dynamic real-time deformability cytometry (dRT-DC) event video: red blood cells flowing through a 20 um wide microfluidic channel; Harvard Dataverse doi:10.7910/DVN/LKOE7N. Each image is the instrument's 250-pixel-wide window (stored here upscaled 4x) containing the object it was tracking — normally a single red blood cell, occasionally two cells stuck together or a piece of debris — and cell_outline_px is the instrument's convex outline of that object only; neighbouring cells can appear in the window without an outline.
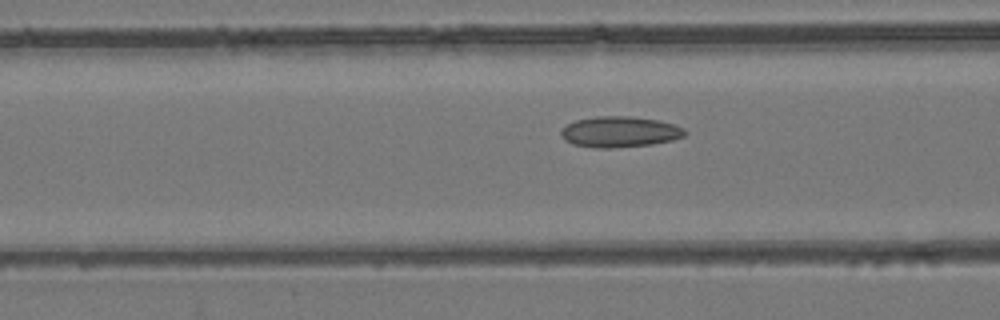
{"species": "common noctule bat (a hibernating species)", "species_latin": "Nyctalus noctula", "temperature_condition": "room temperature", "stored_images_in_passage": 54, "camera_frame_rate_fps": 3000, "um_per_image_px": 0.085, "animal": {"sex": "female", "body_mass_g": 24.6, "forearm_length_mm": 56.2}, "frame": {"image": 1, "passage_image": 22, "time_ms": 7.0, "image_size_px": [1000, 320], "cell_outline_px": [[688, 132], [684, 136], [672, 140], [652, 144], [608, 148], [596, 148], [572, 144], [564, 140], [560, 136], [560, 132], [568, 124], [576, 120], [596, 116], [628, 116], [660, 120], [676, 124], [684, 128]], "centroid_in_image_um": [52.7, 11.2], "position_along_channel_um": 113.9, "area_um2": 22.37}}
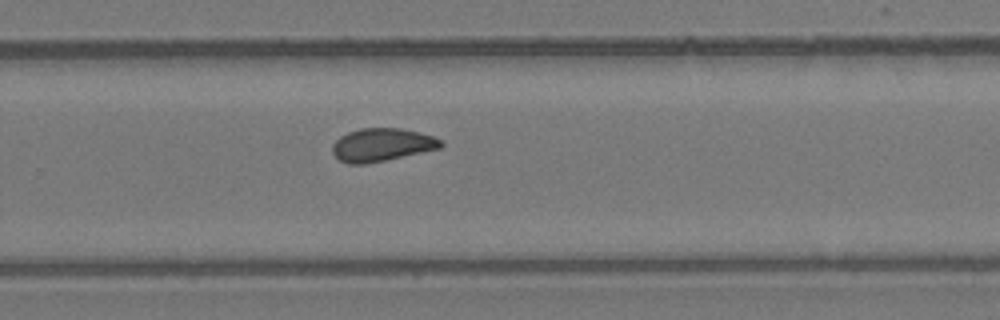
{"frame": {"image": 2, "passage_image": 36, "time_ms": 11.667, "image_size_px": [1000, 320], "cell_outline_px": [[444, 144], [440, 148], [384, 160], [364, 164], [348, 164], [340, 160], [332, 152], [332, 144], [340, 136], [348, 132], [360, 128], [400, 128], [420, 132], [444, 140]], "centroid_in_image_um": [32.46, 12.3], "position_along_channel_um": 297.3, "area_um2": 20.81}}
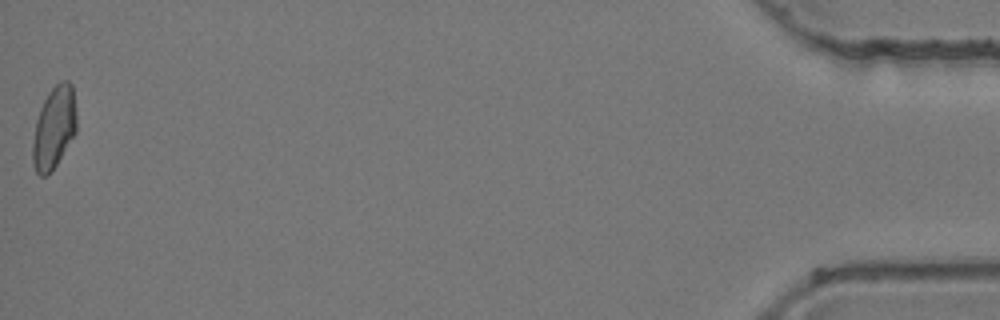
{"frame": {"image": 3, "passage_image": 54, "time_ms": 17.667, "image_size_px": [1000, 320], "cell_outline_px": [[76, 132], [56, 164], [44, 176], [40, 176], [36, 172], [32, 164], [32, 144], [36, 120], [40, 108], [48, 92], [60, 80], [68, 80], [72, 84], [76, 112]], "centroid_in_image_um": [4.58, 10.81], "position_along_channel_um": 430.6, "area_um2": 20.92}, "authors_computed_cell_mechanics": {"area_um2": 21.1548, "velocity_mm_per_s": 3.933, "shape_relaxation_time_tau1_ms": null, "shape_relaxation_time_tau2_ms": 2.385, "deformation_change_tau1": null, "deformation_change_tau2": 0.0829}}